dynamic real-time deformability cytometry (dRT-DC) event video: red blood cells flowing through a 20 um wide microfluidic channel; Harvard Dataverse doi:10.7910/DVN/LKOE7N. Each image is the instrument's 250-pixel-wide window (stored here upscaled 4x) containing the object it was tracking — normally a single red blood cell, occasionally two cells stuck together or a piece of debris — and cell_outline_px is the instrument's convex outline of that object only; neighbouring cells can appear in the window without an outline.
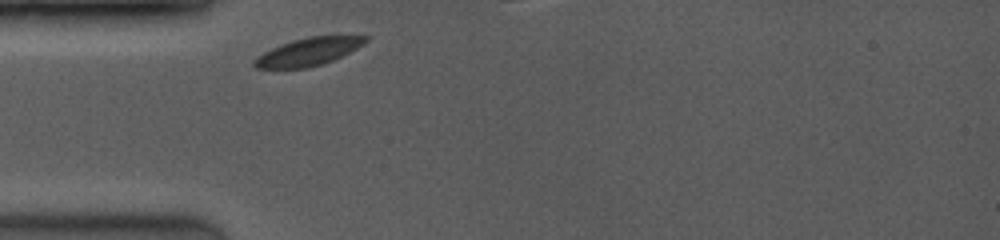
{"species": "common noctule bat (a hibernating species)", "species_latin": "Nyctalus noctula", "temperature_condition": "room temperature", "stored_images_in_passage": 1, "camera_frame_rate_fps": 3500, "um_per_image_px": 0.085, "animal": {"sex": "female", "body_mass_g": 19.0, "forearm_length_mm": 53.3}, "frame": {"image": 1, "passage_image": 1, "time_ms": 0.0, "image_size_px": [1000, 240], "cell_outline_px": [[372, 36], [364, 44], [324, 64], [308, 68], [256, 68], [252, 64], [252, 60], [264, 52], [280, 44], [292, 40], [308, 36]], "centroid_in_image_um": [26.19, 4.4], "position_along_channel_um": 58.8, "area_um2": 17.92}}